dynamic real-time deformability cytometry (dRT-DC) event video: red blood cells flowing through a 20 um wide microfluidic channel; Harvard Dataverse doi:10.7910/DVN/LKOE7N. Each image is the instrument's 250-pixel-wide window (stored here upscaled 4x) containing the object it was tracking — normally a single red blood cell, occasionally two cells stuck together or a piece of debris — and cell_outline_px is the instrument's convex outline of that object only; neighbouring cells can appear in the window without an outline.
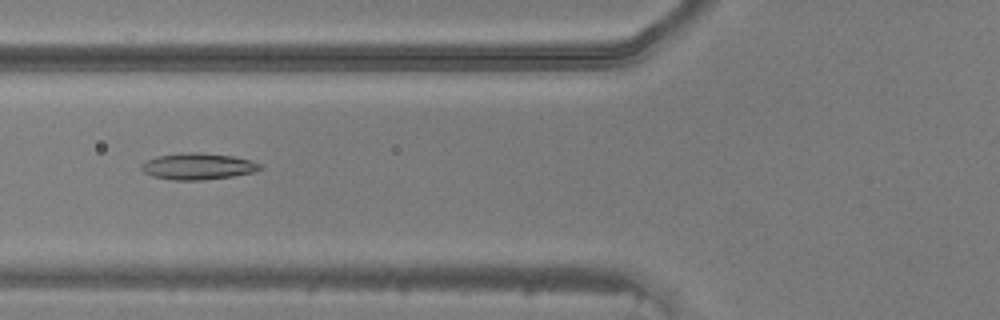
{"species": "common noctule bat (a hibernating species)", "species_latin": "Nyctalus noctula", "temperature_condition": "warm", "stored_images_in_passage": 48, "camera_frame_rate_fps": 3000, "um_per_image_px": 0.085, "animal": {"sex": "male", "body_mass_g": 20.5, "forearm_length_mm": 52.5}, "frame": {"image": 1, "passage_image": 19, "time_ms": 6.0, "image_size_px": [1000, 320], "cell_outline_px": [[264, 168], [256, 172], [232, 176], [200, 180], [172, 180], [152, 176], [144, 172], [140, 168], [140, 164], [156, 156], [188, 152], [200, 152], [232, 156], [252, 160], [260, 164]], "centroid_in_image_um": [16.84, 14.14], "position_along_channel_um": 109.0, "area_um2": 18.38}}
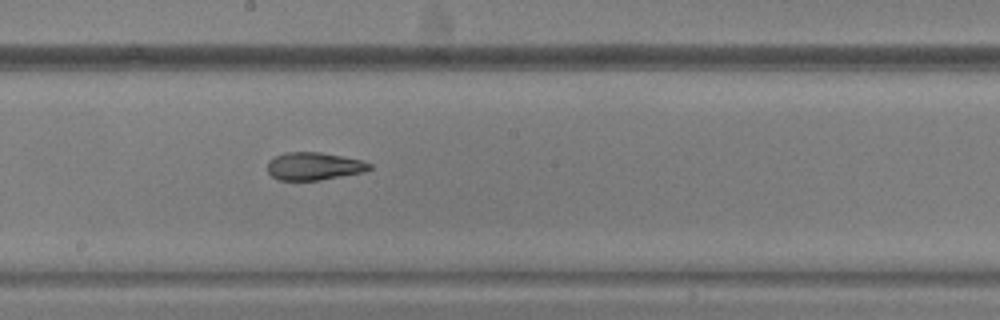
{"frame": {"image": 2, "passage_image": 27, "time_ms": 8.667, "image_size_px": [1000, 320], "cell_outline_px": [[372, 168], [364, 172], [320, 180], [280, 180], [272, 176], [268, 172], [268, 160], [284, 152], [320, 152], [360, 160], [372, 164]], "centroid_in_image_um": [26.68, 14.13], "position_along_channel_um": 221.5, "area_um2": 16.42}}
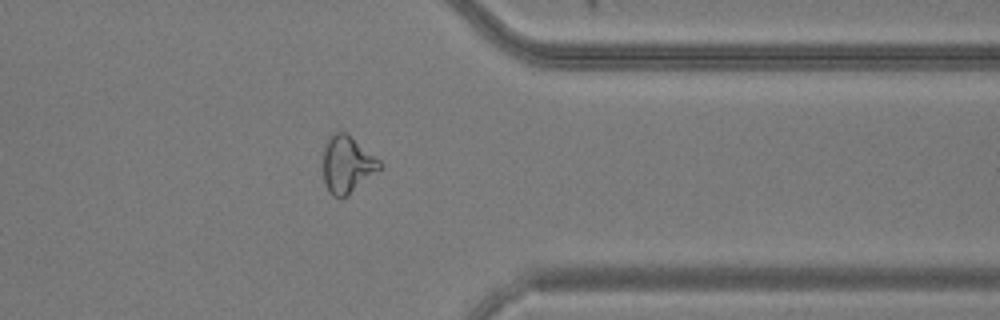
{"frame": {"image": 3, "passage_image": 39, "time_ms": 12.667, "image_size_px": [1000, 320], "cell_outline_px": [[380, 168], [348, 196], [332, 196], [328, 192], [324, 184], [324, 144], [328, 136], [336, 132], [344, 132], [380, 160]], "centroid_in_image_um": [29.46, 13.99], "position_along_channel_um": 381.9, "area_um2": 18.38}}